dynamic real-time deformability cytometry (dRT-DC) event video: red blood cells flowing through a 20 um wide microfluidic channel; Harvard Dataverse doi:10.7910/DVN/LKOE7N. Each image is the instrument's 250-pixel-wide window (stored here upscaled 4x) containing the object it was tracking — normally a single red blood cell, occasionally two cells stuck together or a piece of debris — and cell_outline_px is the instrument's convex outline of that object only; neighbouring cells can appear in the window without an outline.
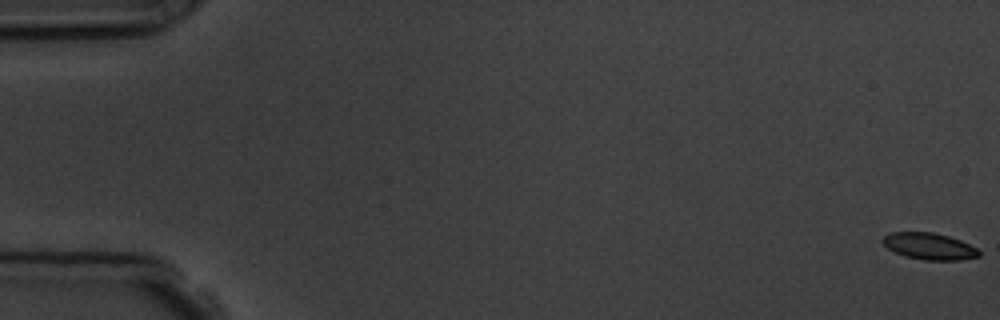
{"species": "common noctule bat (a hibernating species)", "species_latin": "Nyctalus noctula", "temperature_condition": "room temperature", "stored_images_in_passage": 10, "camera_frame_rate_fps": 3000, "um_per_image_px": 0.085, "animal": {"sex": "male", "body_mass_g": 19.5, "forearm_length_mm": 54.6}, "frame": {"image": 1, "passage_image": 1, "time_ms": 0.0, "image_size_px": [1000, 320], "cell_outline_px": [[980, 256], [960, 260], [924, 260], [904, 256], [888, 248], [880, 240], [888, 232], [932, 232], [948, 236], [960, 240], [976, 248], [980, 252]], "centroid_in_image_um": [78.96, 20.93], "position_along_channel_um": 6.0, "area_um2": 14.91}}
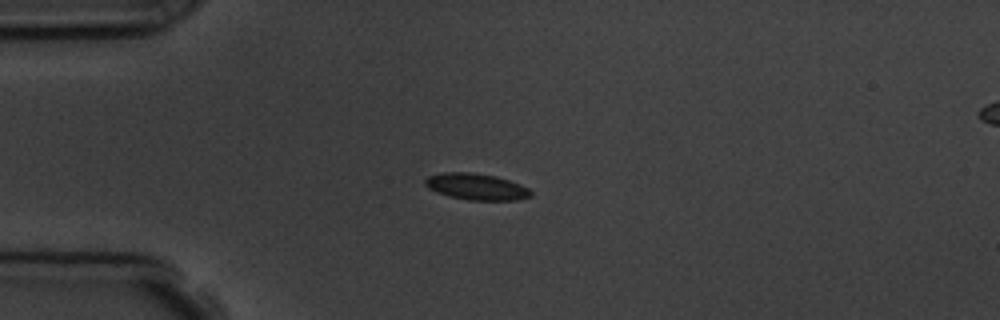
{"frame": {"image": 2, "passage_image": 5, "time_ms": 4.667, "image_size_px": [1000, 320], "cell_outline_px": [[532, 196], [516, 200], [468, 200], [448, 196], [436, 192], [428, 188], [424, 184], [424, 180], [428, 176], [444, 172], [472, 172], [496, 176], [520, 184], [528, 188], [532, 192]], "centroid_in_image_um": [40.47, 15.87], "position_along_channel_um": 44.5, "area_um2": 16.36}}